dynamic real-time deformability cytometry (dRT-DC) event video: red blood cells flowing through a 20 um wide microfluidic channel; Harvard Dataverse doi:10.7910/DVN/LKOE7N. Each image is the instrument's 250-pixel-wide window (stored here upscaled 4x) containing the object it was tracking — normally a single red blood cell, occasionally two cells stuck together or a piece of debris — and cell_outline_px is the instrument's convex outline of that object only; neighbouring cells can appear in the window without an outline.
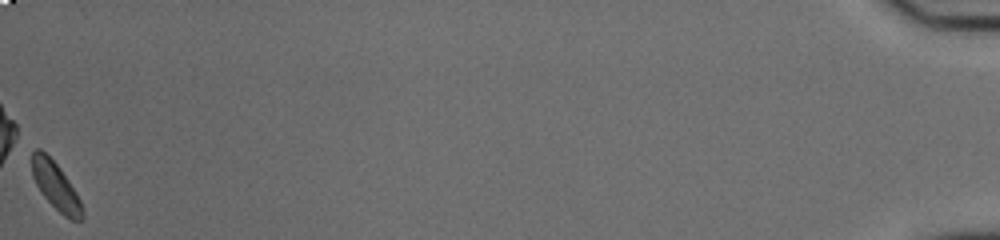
{"species": "common noctule bat (a hibernating species)", "species_latin": "Nyctalus noctula", "temperature_condition": "cold", "stored_images_in_passage": 53, "camera_frame_rate_fps": 3000, "um_per_image_px": 0.085, "animal": {"sex": "male", "body_mass_g": 20.0, "forearm_length_mm": 53.3}, "frame": {"image": 1, "passage_image": 53, "time_ms": 17.333, "image_size_px": [1000, 240], "cell_outline_px": [[84, 216], [80, 220], [72, 220], [64, 216], [40, 192], [32, 176], [32, 152], [36, 148], [40, 148], [60, 168], [76, 192], [84, 208]], "centroid_in_image_um": [4.74, 15.82], "position_along_channel_um": 430.5, "area_um2": 13.81}, "authors_computed_cell_mechanics": {"area_um2": 15.028, "velocity_mm_per_s": 3.7979, "shape_relaxation_time_tau1_ms": 2.1401, "shape_relaxation_time_tau2_ms": 10.1763, "deformation_change_tau1": 0.2072, "deformation_change_tau2": 0.1243}}